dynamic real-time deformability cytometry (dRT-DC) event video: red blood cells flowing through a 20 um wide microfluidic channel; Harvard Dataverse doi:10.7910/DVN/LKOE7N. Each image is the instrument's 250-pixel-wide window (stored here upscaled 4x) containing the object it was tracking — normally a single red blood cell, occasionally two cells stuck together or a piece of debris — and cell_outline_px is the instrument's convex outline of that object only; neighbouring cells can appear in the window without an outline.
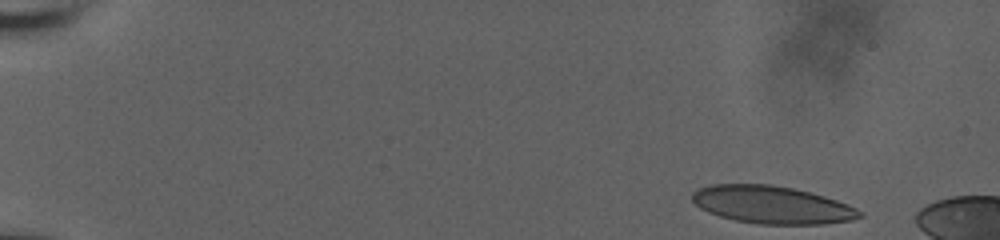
{"species": "human", "species_latin": "Homo sapiens", "temperature_condition": "room temperature", "stored_images_in_passage": 53, "camera_frame_rate_fps": 3000, "um_per_image_px": 0.085, "donor": {"sex": "male"}, "frame": {"image": 1, "passage_image": 1, "time_ms": 0.0, "image_size_px": [1000, 240], "cell_outline_px": [[864, 216], [852, 220], [824, 224], [760, 224], [736, 220], [720, 216], [708, 212], [700, 208], [692, 200], [692, 192], [696, 188], [712, 184], [772, 184], [792, 188], [824, 196], [836, 200], [856, 208], [864, 212]], "centroid_in_image_um": [65.61, 17.4], "position_along_channel_um": 19.4, "area_um2": 36.76}}
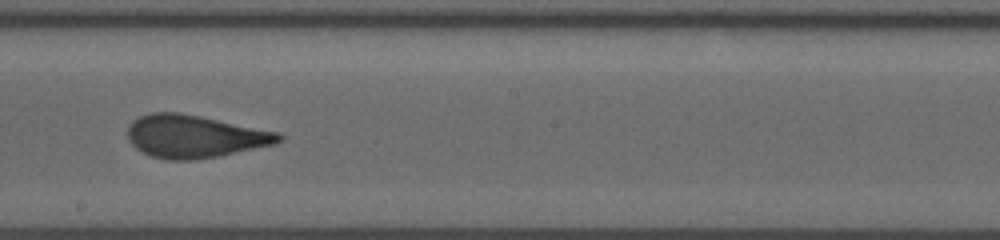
{"frame": {"image": 2, "passage_image": 30, "time_ms": 9.667, "image_size_px": [1000, 240], "cell_outline_px": [[284, 136], [276, 144], [220, 156], [192, 160], [168, 160], [152, 156], [140, 152], [128, 140], [128, 124], [132, 120], [140, 116], [152, 112], [180, 112], [280, 132]], "centroid_in_image_um": [16.54, 11.59], "position_along_channel_um": 231.7, "area_um2": 37.86}}
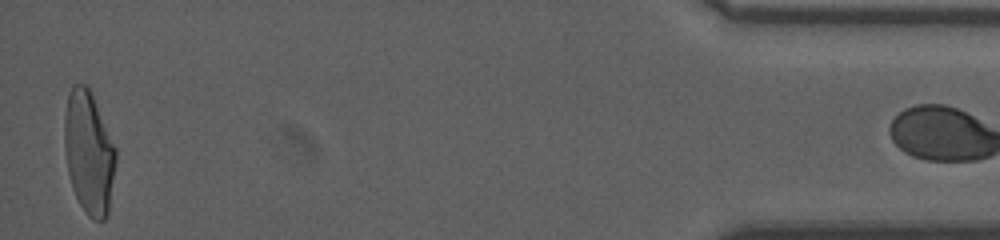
{"frame": {"image": 3, "passage_image": 52, "time_ms": 17.0, "image_size_px": [1000, 240], "cell_outline_px": [[116, 164], [108, 212], [104, 220], [92, 220], [88, 216], [80, 204], [72, 188], [68, 172], [64, 148], [64, 116], [68, 92], [72, 84], [84, 84], [88, 88], [92, 96], [116, 148]], "centroid_in_image_um": [7.54, 12.98], "position_along_channel_um": 427.7, "area_um2": 36.65}}